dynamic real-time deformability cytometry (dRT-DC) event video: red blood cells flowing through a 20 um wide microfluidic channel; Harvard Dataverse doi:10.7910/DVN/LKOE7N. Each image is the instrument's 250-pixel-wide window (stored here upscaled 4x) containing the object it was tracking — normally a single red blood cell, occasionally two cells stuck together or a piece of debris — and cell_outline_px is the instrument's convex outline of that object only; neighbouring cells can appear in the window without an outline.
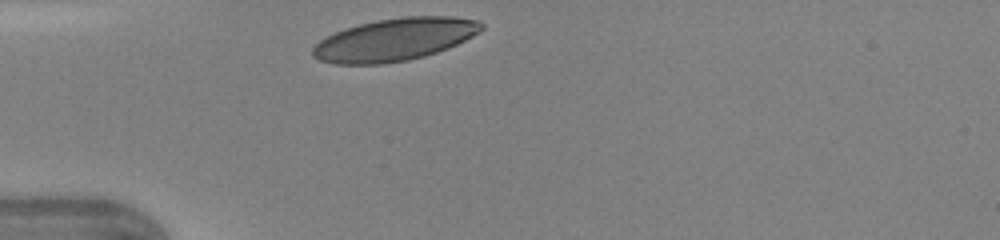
{"species": "human", "species_latin": "Homo sapiens", "temperature_condition": "warm", "stored_images_in_passage": 26, "camera_frame_rate_fps": 3000, "um_per_image_px": 0.085, "donor": {"sex": "female"}, "frame": {"image": 1, "passage_image": 1, "time_ms": 0.0, "image_size_px": [1000, 240], "cell_outline_px": [[484, 28], [480, 32], [448, 48], [424, 56], [408, 60], [380, 64], [336, 64], [320, 60], [312, 56], [312, 48], [320, 40], [344, 28], [360, 24], [380, 20], [404, 16], [452, 16], [480, 20], [484, 24]], "centroid_in_image_um": [33.57, 3.36], "position_along_channel_um": 51.4, "area_um2": 41.67}}
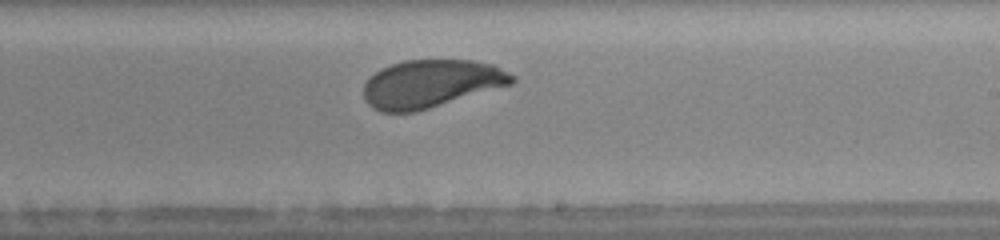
{"frame": {"image": 2, "passage_image": 16, "time_ms": 5.0, "image_size_px": [1000, 240], "cell_outline_px": [[516, 80], [512, 84], [416, 112], [380, 112], [372, 108], [364, 100], [364, 84], [380, 68], [404, 60], [472, 60], [492, 64], [516, 76]], "centroid_in_image_um": [36.63, 7.12], "position_along_channel_um": 252.4, "area_um2": 41.38}}
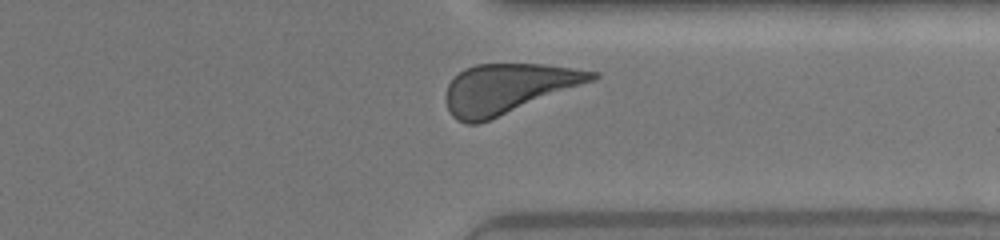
{"frame": {"image": 3, "passage_image": 24, "time_ms": 7.667, "image_size_px": [1000, 240], "cell_outline_px": [[600, 76], [592, 80], [480, 124], [464, 124], [456, 120], [452, 116], [448, 108], [444, 96], [448, 84], [464, 68], [476, 64], [544, 64], [600, 72]], "centroid_in_image_um": [43.11, 7.53], "position_along_channel_um": 368.3, "area_um2": 41.96}, "authors_computed_cell_mechanics": {"area_um2": 42.1651, "velocity_mm_per_s": 4.3292, "shape_relaxation_time_tau1_ms": 2.4762, "shape_relaxation_time_tau2_ms": null, "deformation_change_tau1": 0.1427, "deformation_change_tau2": null}}